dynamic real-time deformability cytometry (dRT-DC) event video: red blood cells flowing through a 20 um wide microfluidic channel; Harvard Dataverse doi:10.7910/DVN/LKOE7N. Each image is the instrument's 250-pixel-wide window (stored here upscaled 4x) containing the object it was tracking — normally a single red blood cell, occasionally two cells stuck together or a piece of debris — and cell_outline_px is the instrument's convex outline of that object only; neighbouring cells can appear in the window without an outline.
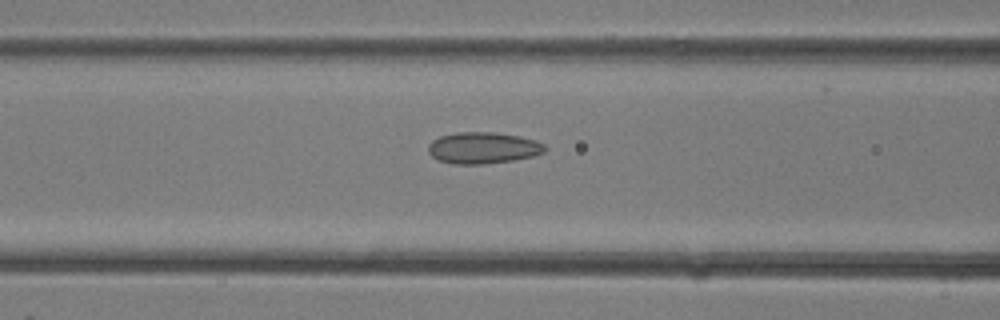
{"species": "common noctule bat (a hibernating species)", "species_latin": "Nyctalus noctula", "temperature_condition": "room temperature", "stored_images_in_passage": 28, "camera_frame_rate_fps": 3000, "um_per_image_px": 0.085, "animal": {"sex": "female"}, "frame": {"image": 1, "passage_image": 14, "time_ms": 4.333, "image_size_px": [1000, 320], "cell_outline_px": [[544, 152], [532, 156], [512, 160], [484, 164], [452, 164], [440, 160], [432, 156], [428, 152], [428, 144], [432, 140], [440, 136], [456, 132], [492, 132], [520, 136], [536, 140], [544, 144]], "centroid_in_image_um": [41.03, 12.56], "position_along_channel_um": 125.6, "area_um2": 21.33}}
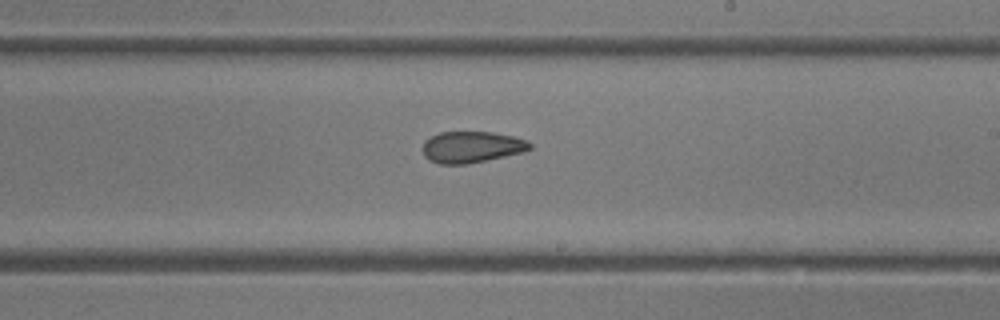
{"frame": {"image": 2, "passage_image": 20, "time_ms": 6.333, "image_size_px": [1000, 320], "cell_outline_px": [[532, 148], [524, 152], [468, 164], [440, 164], [428, 160], [424, 156], [424, 140], [440, 132], [492, 132], [512, 136], [528, 140], [532, 144]], "centroid_in_image_um": [40.11, 12.5], "position_along_channel_um": 248.9, "area_um2": 19.65}}
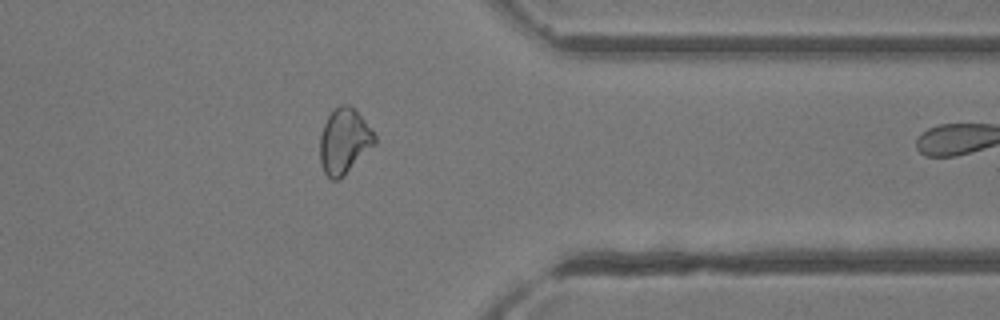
{"frame": {"image": 3, "passage_image": 27, "time_ms": 8.667, "image_size_px": [1000, 320], "cell_outline_px": [[376, 144], [340, 180], [332, 180], [324, 172], [320, 164], [320, 136], [324, 124], [328, 116], [340, 104], [348, 104], [364, 120], [376, 136]], "centroid_in_image_um": [29.25, 12.04], "position_along_channel_um": 382.1, "area_um2": 20.75}}